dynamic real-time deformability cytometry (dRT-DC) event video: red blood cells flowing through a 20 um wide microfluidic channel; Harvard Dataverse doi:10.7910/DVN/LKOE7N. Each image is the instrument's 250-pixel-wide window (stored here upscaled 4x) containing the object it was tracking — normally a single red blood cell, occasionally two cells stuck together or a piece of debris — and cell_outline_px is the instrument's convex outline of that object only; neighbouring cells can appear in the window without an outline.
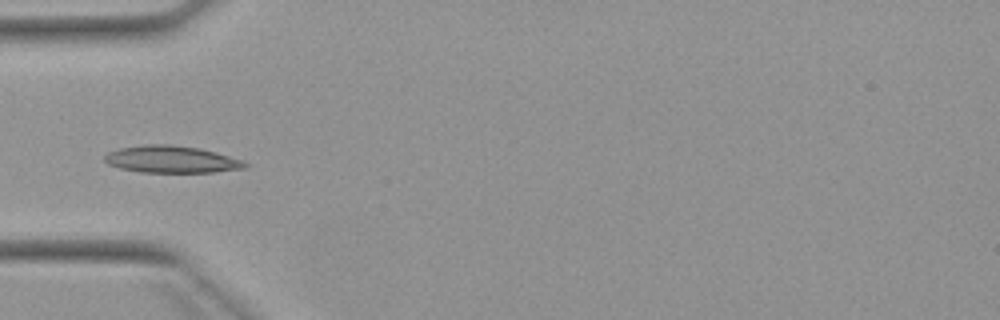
{"species": "Egyptian fruit bat (a non-hibernating species)", "species_latin": "Rousettus aegyptiacus", "temperature_condition": "warm", "stored_images_in_passage": 3, "camera_frame_rate_fps": 3000, "um_per_image_px": 0.085, "animal": {"sex": "female"}, "frame": {"image": 1, "passage_image": 3, "time_ms": 2.333, "image_size_px": [1000, 320], "cell_outline_px": [[248, 168], [212, 172], [140, 172], [120, 168], [108, 164], [104, 160], [104, 156], [108, 152], [120, 148], [144, 144], [172, 144], [200, 148], [216, 152], [240, 160], [248, 164]], "centroid_in_image_um": [14.56, 13.54], "position_along_channel_um": 70.4, "area_um2": 22.14}}